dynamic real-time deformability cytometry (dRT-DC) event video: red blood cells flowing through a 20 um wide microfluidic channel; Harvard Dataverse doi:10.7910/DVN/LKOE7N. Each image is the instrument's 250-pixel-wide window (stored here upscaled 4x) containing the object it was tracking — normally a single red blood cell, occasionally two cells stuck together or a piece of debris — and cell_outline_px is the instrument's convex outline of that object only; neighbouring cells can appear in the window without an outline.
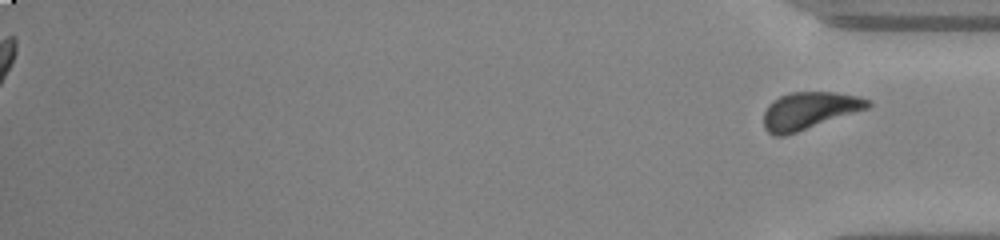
{"species": "common noctule bat (a hibernating species)", "species_latin": "Nyctalus noctula", "temperature_condition": "warm", "stored_images_in_passage": 44, "segment_of_instrument_passage": [2, 2], "camera_frame_rate_fps": 3000, "um_per_image_px": 0.085, "animal": {"sex": "male", "body_mass_g": 20.0, "forearm_length_mm": 53.3}, "frame": {"image": 1, "passage_image": 44, "time_ms": 14.333, "image_size_px": [1000, 240], "cell_outline_px": [[872, 104], [868, 108], [784, 136], [772, 136], [764, 128], [764, 112], [768, 104], [772, 100], [780, 96], [792, 92], [836, 92], [860, 96], [872, 100]], "centroid_in_image_um": [68.78, 9.39], "position_along_channel_um": 366.4, "area_um2": 22.6}}